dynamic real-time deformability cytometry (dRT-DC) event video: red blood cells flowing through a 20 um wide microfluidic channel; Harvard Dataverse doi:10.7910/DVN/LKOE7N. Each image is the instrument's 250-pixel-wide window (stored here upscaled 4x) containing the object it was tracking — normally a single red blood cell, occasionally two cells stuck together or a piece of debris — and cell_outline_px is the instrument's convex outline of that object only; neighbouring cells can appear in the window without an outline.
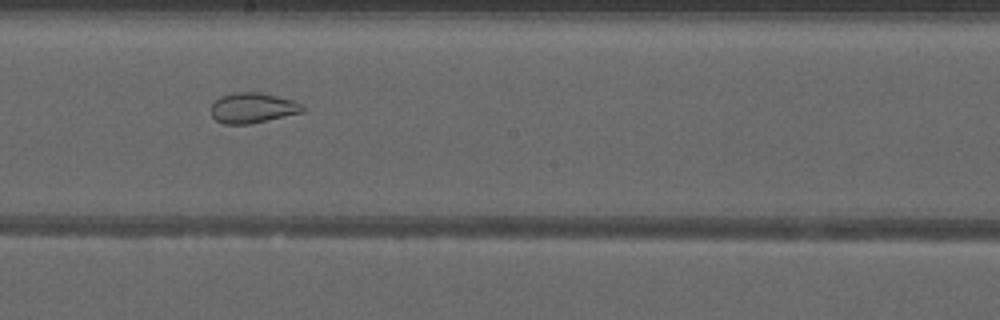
{"species": "common noctule bat (a hibernating species)", "species_latin": "Nyctalus noctula", "temperature_condition": "warm", "stored_images_in_passage": 52, "segment_of_instrument_passage": [2, 2], "camera_frame_rate_fps": 3000, "um_per_image_px": 0.085, "animal": {"sex": "male", "forearm_length_mm": 52.5}, "frame": {"image": 1, "passage_image": 30, "time_ms": 9.667, "image_size_px": [1000, 320], "cell_outline_px": [[304, 112], [248, 124], [224, 124], [216, 120], [212, 116], [212, 104], [220, 96], [236, 92], [256, 92], [296, 100], [304, 108]], "centroid_in_image_um": [21.48, 9.17], "position_along_channel_um": 226.7, "area_um2": 16.01}}
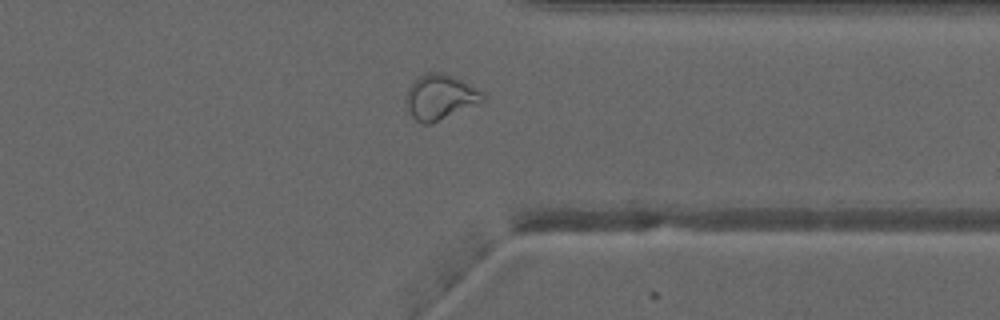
{"frame": {"image": 2, "passage_image": 41, "time_ms": 13.333, "image_size_px": [1000, 320], "cell_outline_px": [[484, 100], [476, 104], [428, 124], [420, 124], [412, 116], [408, 108], [408, 88], [420, 76], [428, 72], [444, 72], [456, 76], [480, 92], [484, 96]], "centroid_in_image_um": [37.4, 8.22], "position_along_channel_um": 374.0, "area_um2": 19.36}}
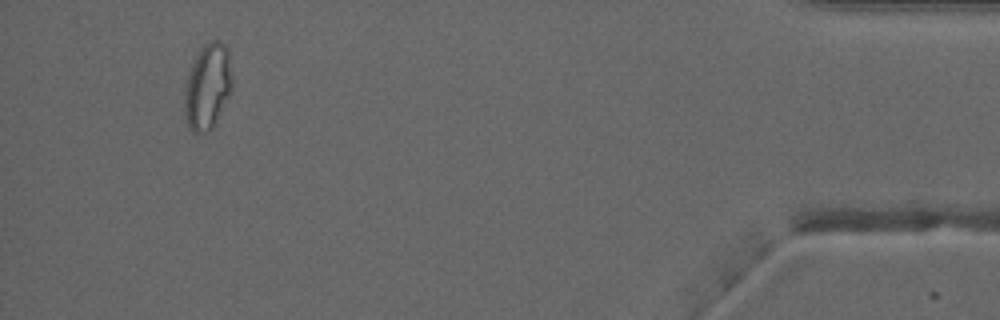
{"frame": {"image": 3, "passage_image": 49, "time_ms": 16.0, "image_size_px": [1000, 320], "cell_outline_px": [[232, 84], [216, 124], [212, 128], [204, 132], [192, 132], [188, 128], [184, 116], [184, 88], [192, 64], [196, 56], [204, 44], [208, 40], [220, 40], [228, 48], [232, 72]], "centroid_in_image_um": [17.64, 7.35], "position_along_channel_um": 417.6, "area_um2": 23.93}}